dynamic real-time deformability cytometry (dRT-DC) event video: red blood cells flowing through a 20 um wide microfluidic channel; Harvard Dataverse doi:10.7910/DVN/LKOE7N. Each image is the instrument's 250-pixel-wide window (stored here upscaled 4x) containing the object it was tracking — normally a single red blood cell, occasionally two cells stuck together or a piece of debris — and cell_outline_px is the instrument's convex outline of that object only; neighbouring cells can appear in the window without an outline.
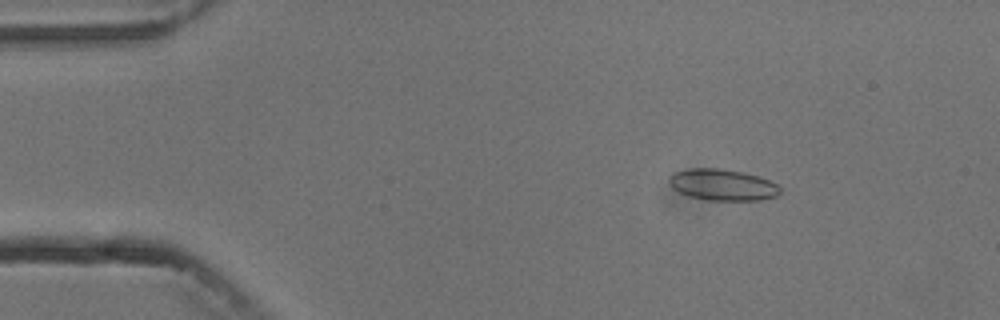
{"species": "common noctule bat (a hibernating species)", "species_latin": "Nyctalus noctula", "temperature_condition": "cold", "stored_images_in_passage": 5, "camera_frame_rate_fps": 3000, "um_per_image_px": 0.085, "animal": {"sex": "male", "body_mass_g": 13.3}, "frame": {"image": 1, "passage_image": 2, "time_ms": 1.333, "image_size_px": [1000, 320], "cell_outline_px": [[780, 192], [776, 196], [760, 200], [708, 200], [688, 196], [672, 188], [668, 184], [668, 176], [672, 172], [688, 168], [720, 168], [744, 172], [768, 180], [776, 184], [780, 188]], "centroid_in_image_um": [61.35, 15.7], "position_along_channel_um": 23.7, "area_um2": 20.4}}
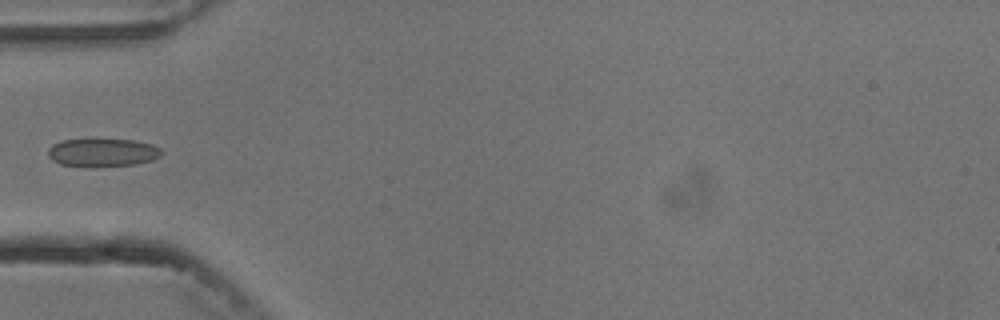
{"frame": {"image": 2, "passage_image": 5, "time_ms": 4.667, "image_size_px": [1000, 320], "cell_outline_px": [[164, 152], [160, 156], [152, 160], [132, 164], [92, 168], [60, 164], [52, 160], [48, 156], [48, 148], [52, 144], [64, 140], [132, 140], [152, 144], [160, 148]], "centroid_in_image_um": [8.7, 12.99], "position_along_channel_um": 76.3, "area_um2": 18.67}}